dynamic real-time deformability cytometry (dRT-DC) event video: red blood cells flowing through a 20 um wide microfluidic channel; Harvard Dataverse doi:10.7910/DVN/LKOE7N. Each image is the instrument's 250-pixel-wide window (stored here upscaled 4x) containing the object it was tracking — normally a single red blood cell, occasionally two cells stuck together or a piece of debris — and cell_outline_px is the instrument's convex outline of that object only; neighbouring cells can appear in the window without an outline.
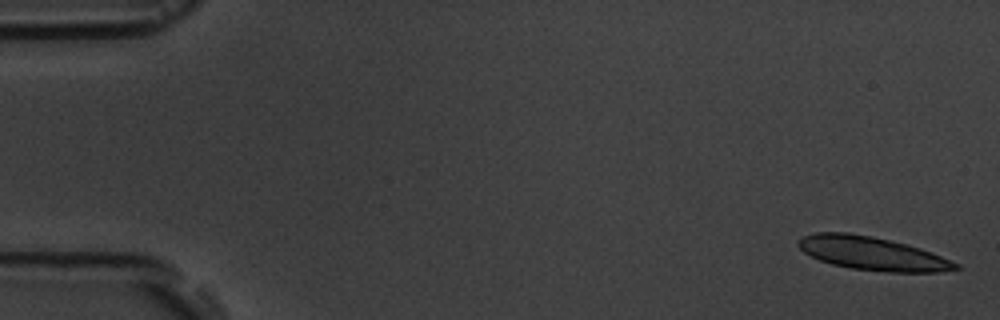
{"species": "common noctule bat (a hibernating species)", "species_latin": "Nyctalus noctula", "temperature_condition": "room temperature", "stored_images_in_passage": 6, "camera_frame_rate_fps": 3000, "um_per_image_px": 0.085, "animal": {"sex": "male", "body_mass_g": 19.5, "forearm_length_mm": 54.6}, "frame": {"image": 1, "passage_image": 1, "time_ms": 0.0, "image_size_px": [1000, 320], "cell_outline_px": [[960, 268], [940, 272], [888, 272], [852, 268], [832, 264], [820, 260], [804, 252], [796, 244], [796, 240], [804, 236], [816, 232], [848, 232], [872, 236], [920, 248], [932, 252], [960, 264]], "centroid_in_image_um": [74.13, 21.54], "position_along_channel_um": 10.9, "area_um2": 30.46}}
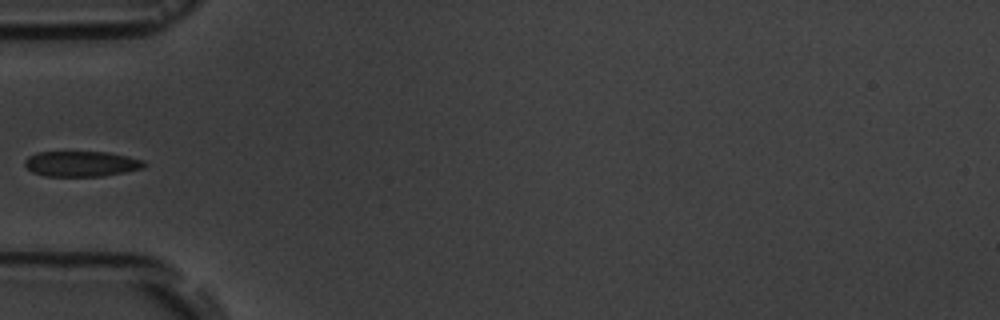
{"frame": {"image": 2, "passage_image": 6, "time_ms": 6.0, "image_size_px": [1000, 320], "cell_outline_px": [[148, 164], [144, 168], [104, 176], [44, 176], [32, 172], [24, 164], [24, 160], [28, 156], [36, 152], [108, 152], [128, 156], [144, 160]], "centroid_in_image_um": [6.93, 13.92], "position_along_channel_um": 78.1, "area_um2": 17.86}}